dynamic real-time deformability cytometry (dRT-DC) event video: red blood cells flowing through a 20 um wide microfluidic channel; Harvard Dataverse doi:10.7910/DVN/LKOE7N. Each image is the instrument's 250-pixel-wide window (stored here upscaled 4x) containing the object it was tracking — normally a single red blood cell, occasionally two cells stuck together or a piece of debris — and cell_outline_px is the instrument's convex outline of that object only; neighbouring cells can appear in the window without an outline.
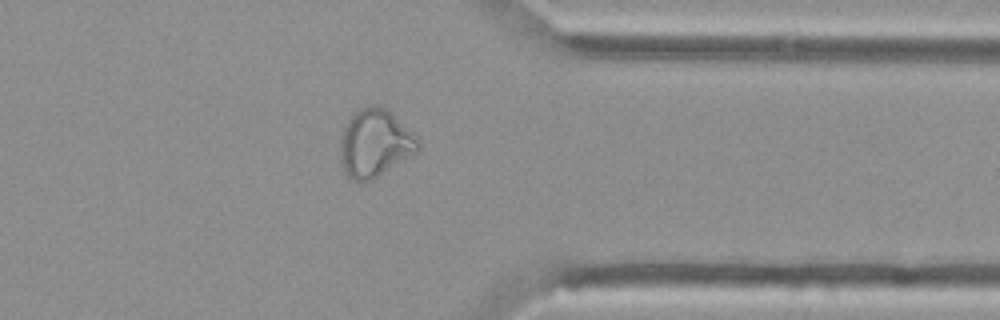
{"species": "Egyptian fruit bat (a non-hibernating species)", "species_latin": "Rousettus aegyptiacus", "temperature_condition": "cold", "stored_images_in_passage": 54, "camera_frame_rate_fps": 3000, "um_per_image_px": 0.085, "animal": {"sex": "female"}, "frame": {"image": 1, "passage_image": 43, "time_ms": 14.0, "image_size_px": [1000, 320], "cell_outline_px": [[420, 148], [416, 152], [376, 176], [368, 180], [352, 180], [348, 176], [340, 160], [340, 140], [344, 124], [360, 108], [368, 104], [380, 104], [412, 132], [420, 140]], "centroid_in_image_um": [31.84, 12.13], "position_along_channel_um": 379.6, "area_um2": 30.17}}
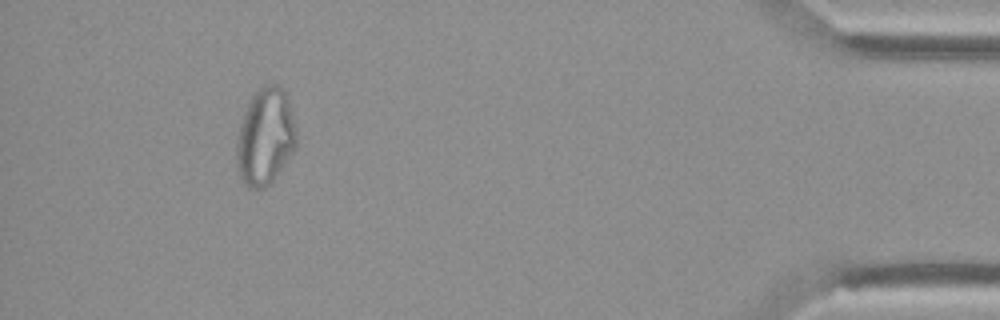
{"frame": {"image": 2, "passage_image": 50, "time_ms": 16.333, "image_size_px": [1000, 320], "cell_outline_px": [[296, 144], [292, 152], [272, 180], [264, 188], [248, 188], [244, 184], [240, 176], [236, 164], [236, 140], [240, 124], [248, 100], [256, 88], [264, 84], [280, 84], [288, 100], [296, 124]], "centroid_in_image_um": [22.52, 11.57], "position_along_channel_um": 412.7, "area_um2": 33.93}}